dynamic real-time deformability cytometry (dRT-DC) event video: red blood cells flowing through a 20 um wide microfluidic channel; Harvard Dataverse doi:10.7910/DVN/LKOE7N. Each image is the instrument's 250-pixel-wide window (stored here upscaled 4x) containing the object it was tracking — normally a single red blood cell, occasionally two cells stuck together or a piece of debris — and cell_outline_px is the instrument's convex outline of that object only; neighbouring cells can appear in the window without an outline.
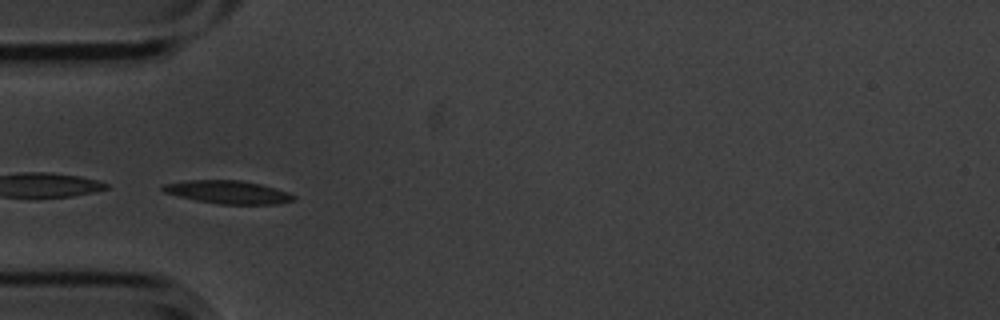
{"species": "common noctule bat (a hibernating species)", "species_latin": "Nyctalus noctula", "temperature_condition": "cold", "stored_images_in_passage": 4, "camera_frame_rate_fps": 3000, "um_per_image_px": 0.085, "animal": {"sex": "male", "body_mass_g": 20.1, "forearm_length_mm": 53.5}, "frame": {"image": 1, "passage_image": 4, "time_ms": 1.0, "image_size_px": [1000, 320], "cell_outline_px": [[296, 196], [292, 200], [276, 204], [220, 204], [196, 200], [164, 192], [160, 188], [164, 184], [184, 180], [240, 180], [260, 184], [276, 188], [288, 192]], "centroid_in_image_um": [19.37, 16.32], "position_along_channel_um": 65.6, "area_um2": 17.46}}